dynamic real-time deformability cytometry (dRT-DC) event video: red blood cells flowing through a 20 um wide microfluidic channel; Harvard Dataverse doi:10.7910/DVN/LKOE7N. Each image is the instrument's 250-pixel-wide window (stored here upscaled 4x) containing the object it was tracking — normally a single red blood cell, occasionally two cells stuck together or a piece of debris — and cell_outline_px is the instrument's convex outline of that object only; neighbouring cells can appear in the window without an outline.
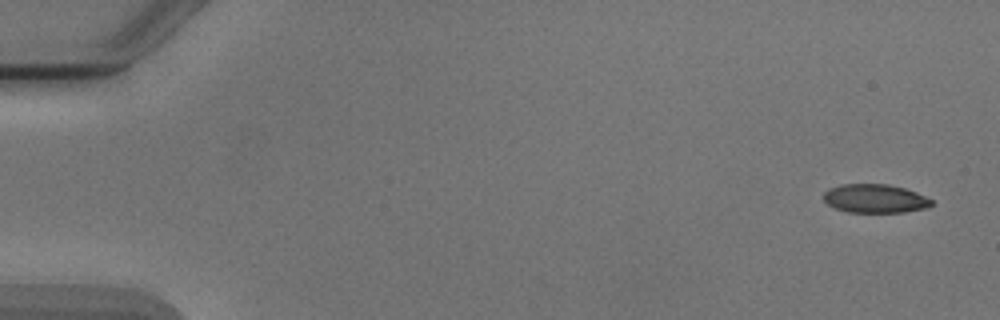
{"species": "Egyptian fruit bat (a non-hibernating species)", "species_latin": "Rousettus aegyptiacus", "temperature_condition": "cold", "stored_images_in_passage": 3, "camera_frame_rate_fps": 3000, "um_per_image_px": 0.085, "animal": {"sex": "male"}, "frame": {"image": 1, "passage_image": 3, "time_ms": 2.0, "image_size_px": [1000, 320], "cell_outline_px": [[932, 204], [928, 208], [904, 212], [848, 212], [836, 208], [828, 204], [824, 200], [824, 192], [828, 188], [840, 184], [888, 184], [904, 188], [916, 192], [932, 200]], "centroid_in_image_um": [74.37, 16.87], "position_along_channel_um": 10.6, "area_um2": 18.03}}